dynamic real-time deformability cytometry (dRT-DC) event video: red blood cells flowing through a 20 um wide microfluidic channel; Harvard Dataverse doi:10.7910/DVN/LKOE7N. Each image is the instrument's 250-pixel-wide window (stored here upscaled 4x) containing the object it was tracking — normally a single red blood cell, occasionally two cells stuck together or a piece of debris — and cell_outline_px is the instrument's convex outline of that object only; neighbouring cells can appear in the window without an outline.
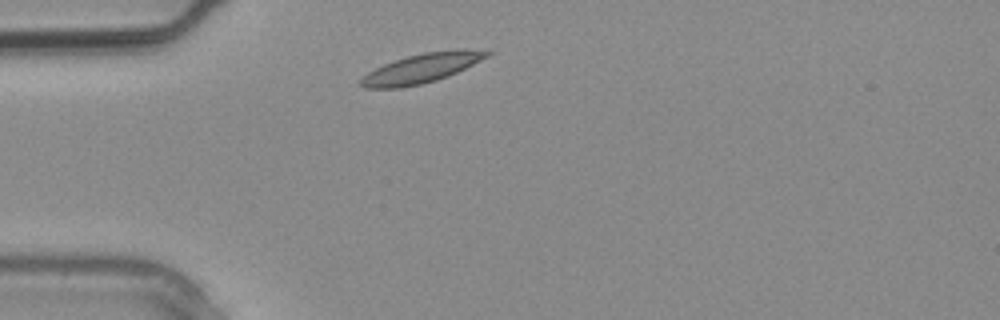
{"species": "common noctule bat (a hibernating species)", "species_latin": "Nyctalus noctula", "temperature_condition": "warm", "stored_images_in_passage": 1, "camera_frame_rate_fps": 3000, "um_per_image_px": 0.085, "animal": {"sex": "male", "body_mass_g": 20.4}, "frame": {"image": 1, "passage_image": 1, "time_ms": 0.0, "image_size_px": [1000, 320], "cell_outline_px": [[492, 52], [488, 56], [448, 76], [436, 80], [420, 84], [400, 88], [364, 88], [360, 84], [360, 80], [368, 72], [384, 64], [408, 56], [424, 52], [456, 48], [460, 48]], "centroid_in_image_um": [35.82, 5.79], "position_along_channel_um": 49.2, "area_um2": 21.27}}